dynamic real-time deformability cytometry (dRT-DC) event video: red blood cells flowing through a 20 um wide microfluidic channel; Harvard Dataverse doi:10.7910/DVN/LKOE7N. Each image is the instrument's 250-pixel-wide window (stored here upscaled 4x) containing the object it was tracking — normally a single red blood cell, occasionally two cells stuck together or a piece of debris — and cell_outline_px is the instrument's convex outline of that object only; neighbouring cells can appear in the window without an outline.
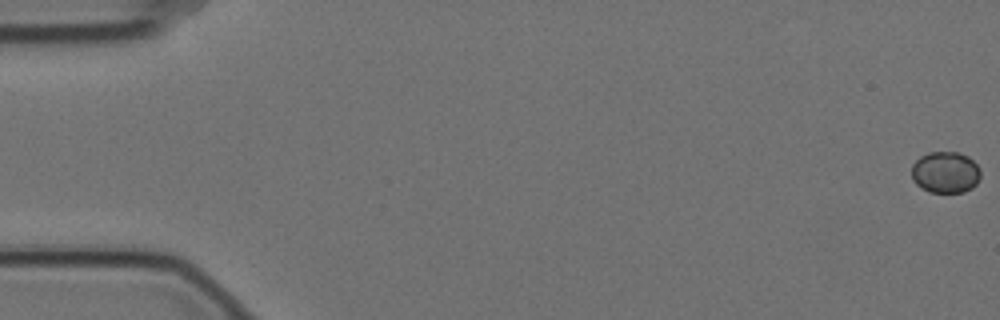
{"species": "Egyptian fruit bat (a non-hibernating species)", "species_latin": "Rousettus aegyptiacus", "temperature_condition": "cold", "stored_images_in_passage": 59, "camera_frame_rate_fps": 3000, "um_per_image_px": 0.085, "animal": {"sex": "female"}, "frame": {"image": 1, "passage_image": 1, "time_ms": 0.0, "image_size_px": [1000, 320], "cell_outline_px": [[980, 176], [976, 184], [972, 188], [964, 192], [932, 192], [916, 184], [912, 180], [912, 164], [920, 156], [928, 152], [956, 152], [968, 156], [980, 168]], "centroid_in_image_um": [80.36, 14.63], "position_along_channel_um": 4.6, "area_um2": 16.65}}
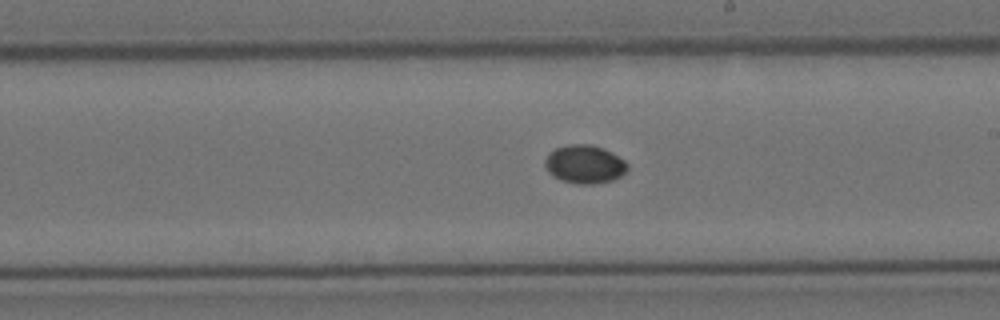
{"frame": {"image": 2, "passage_image": 34, "time_ms": 11.0, "image_size_px": [1000, 320], "cell_outline_px": [[628, 168], [620, 176], [612, 180], [592, 184], [576, 184], [560, 180], [552, 176], [548, 172], [544, 164], [544, 160], [548, 152], [556, 148], [568, 144], [592, 144], [604, 148], [612, 152], [624, 160], [628, 164]], "centroid_in_image_um": [49.66, 13.95], "position_along_channel_um": 239.3, "area_um2": 18.67}}
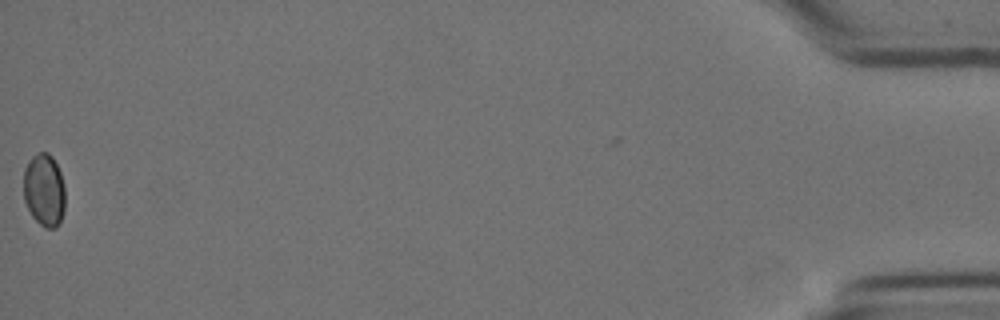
{"frame": {"image": 3, "passage_image": 59, "time_ms": 19.333, "image_size_px": [1000, 320], "cell_outline_px": [[64, 212], [60, 224], [56, 228], [44, 228], [32, 216], [24, 200], [24, 168], [28, 160], [36, 152], [48, 152], [52, 156], [60, 172], [64, 184]], "centroid_in_image_um": [3.76, 16.15], "position_along_channel_um": 431.4, "area_um2": 17.86}}